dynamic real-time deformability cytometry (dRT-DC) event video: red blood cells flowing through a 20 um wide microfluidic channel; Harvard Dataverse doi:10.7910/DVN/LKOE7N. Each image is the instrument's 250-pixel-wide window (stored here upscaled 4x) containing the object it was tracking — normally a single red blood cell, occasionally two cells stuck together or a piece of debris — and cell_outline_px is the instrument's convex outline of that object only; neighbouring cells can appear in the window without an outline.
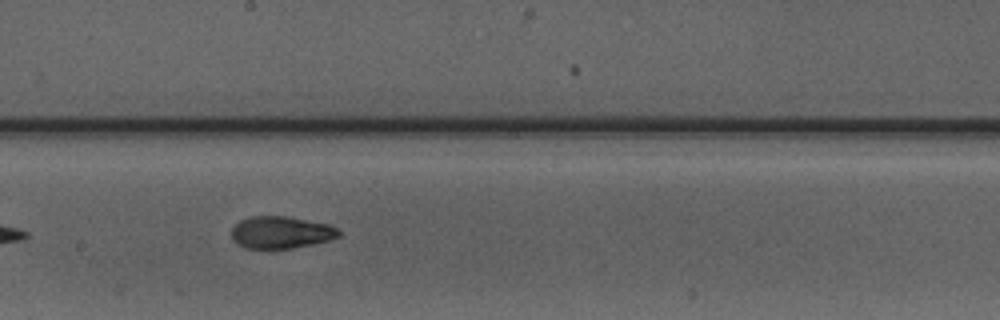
{"species": "Egyptian fruit bat (a non-hibernating species)", "species_latin": "Rousettus aegyptiacus", "temperature_condition": "warm", "stored_images_in_passage": 8, "camera_frame_rate_fps": 3000, "um_per_image_px": 0.085, "animal": {"sex": "male"}, "frame": {"image": 1, "passage_image": 8, "time_ms": 8.667, "image_size_px": [1000, 320], "cell_outline_px": [[340, 236], [328, 240], [312, 244], [292, 248], [244, 248], [236, 244], [232, 240], [232, 228], [240, 220], [252, 216], [284, 216], [328, 224], [336, 228], [340, 232]], "centroid_in_image_um": [23.85, 19.76], "position_along_channel_um": 224.4, "area_um2": 19.94}}